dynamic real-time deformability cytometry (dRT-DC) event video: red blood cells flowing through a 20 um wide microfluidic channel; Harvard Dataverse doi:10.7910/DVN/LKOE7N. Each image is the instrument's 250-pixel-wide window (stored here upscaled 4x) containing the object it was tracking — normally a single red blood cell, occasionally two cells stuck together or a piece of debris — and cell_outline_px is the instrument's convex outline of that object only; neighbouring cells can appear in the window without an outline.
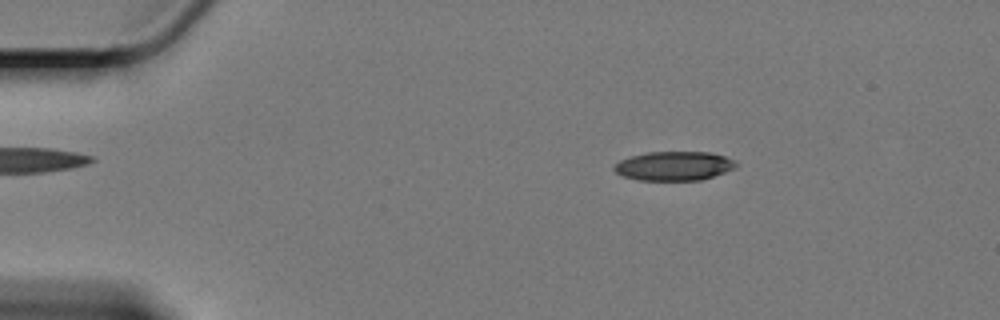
{"species": "Egyptian fruit bat (a non-hibernating species)", "species_latin": "Rousettus aegyptiacus", "temperature_condition": "cold", "stored_images_in_passage": 60, "camera_frame_rate_fps": 3000, "um_per_image_px": 0.085, "animal": {"sex": "female"}, "frame": {"image": 1, "passage_image": 10, "time_ms": 3.0, "image_size_px": [1000, 320], "cell_outline_px": [[740, 164], [736, 168], [700, 180], [636, 180], [624, 176], [616, 172], [612, 168], [620, 160], [632, 156], [648, 152], [708, 152], [724, 156], [736, 160]], "centroid_in_image_um": [57.32, 14.1], "position_along_channel_um": 27.7, "area_um2": 20.63}}
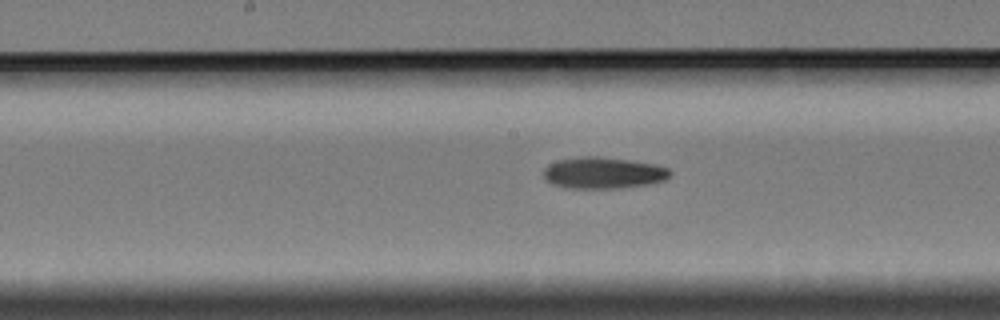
{"frame": {"image": 2, "passage_image": 31, "time_ms": 10.0, "image_size_px": [1000, 320], "cell_outline_px": [[672, 172], [664, 180], [648, 184], [620, 188], [568, 188], [552, 184], [544, 176], [544, 168], [548, 164], [556, 160], [584, 156], [596, 156], [628, 160], [656, 164], [668, 168]], "centroid_in_image_um": [51.26, 14.69], "position_along_channel_um": 196.9, "area_um2": 23.12}}
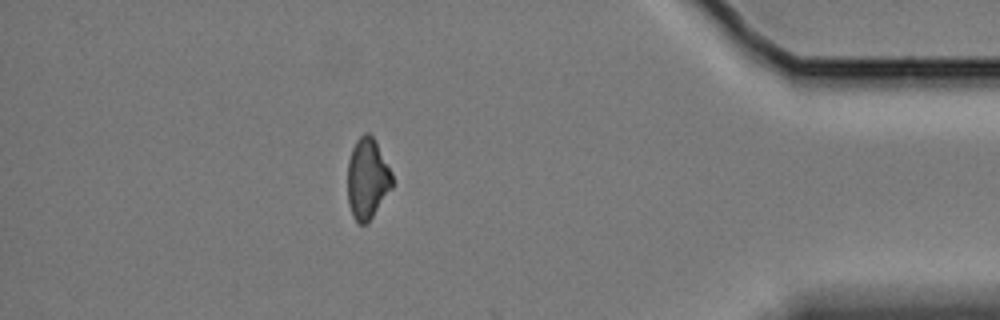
{"frame": {"image": 3, "passage_image": 53, "time_ms": 17.333, "image_size_px": [1000, 320], "cell_outline_px": [[392, 188], [372, 216], [364, 224], [360, 224], [352, 216], [348, 204], [348, 160], [352, 148], [356, 140], [364, 132], [368, 132], [372, 136], [392, 172]], "centroid_in_image_um": [31.21, 15.17], "position_along_channel_um": 404.0, "area_um2": 20.75}, "authors_computed_cell_mechanics": {"area_um2": 22.0218, "velocity_mm_per_s": 3.3409, "shape_relaxation_time_tau1_ms": 7.9661, "shape_relaxation_time_tau2_ms": null, "deformation_change_tau1": 0.1447, "deformation_change_tau2": null}}